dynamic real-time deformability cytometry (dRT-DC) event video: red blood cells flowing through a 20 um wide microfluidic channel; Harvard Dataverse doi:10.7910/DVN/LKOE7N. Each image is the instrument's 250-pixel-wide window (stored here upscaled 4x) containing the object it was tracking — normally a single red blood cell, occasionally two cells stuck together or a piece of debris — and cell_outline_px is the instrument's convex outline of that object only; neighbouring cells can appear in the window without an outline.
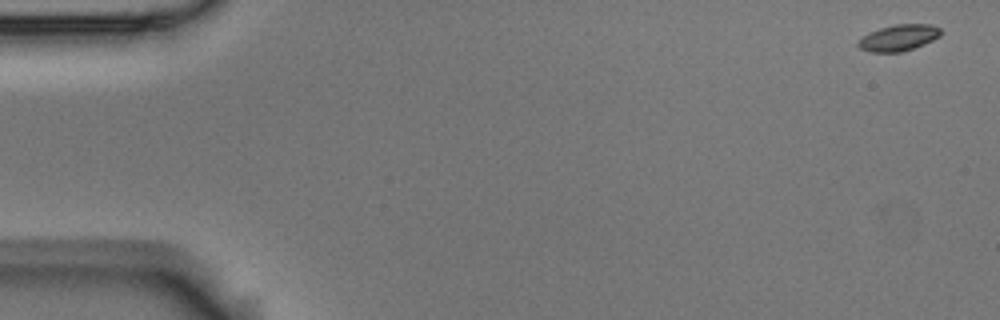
{"species": "Egyptian fruit bat (a non-hibernating species)", "species_latin": "Rousettus aegyptiacus", "temperature_condition": "room temperature", "stored_images_in_passage": 8, "camera_frame_rate_fps": 3000, "um_per_image_px": 0.085, "animal": {"sex": "male"}, "frame": {"image": 1, "passage_image": 1, "time_ms": 0.0, "image_size_px": [1000, 320], "cell_outline_px": [[944, 32], [940, 36], [924, 44], [900, 52], [872, 52], [860, 48], [856, 44], [868, 32], [880, 28], [896, 24], [932, 24], [940, 28]], "centroid_in_image_um": [76.42, 3.19], "position_along_channel_um": 8.6, "area_um2": 12.6}}